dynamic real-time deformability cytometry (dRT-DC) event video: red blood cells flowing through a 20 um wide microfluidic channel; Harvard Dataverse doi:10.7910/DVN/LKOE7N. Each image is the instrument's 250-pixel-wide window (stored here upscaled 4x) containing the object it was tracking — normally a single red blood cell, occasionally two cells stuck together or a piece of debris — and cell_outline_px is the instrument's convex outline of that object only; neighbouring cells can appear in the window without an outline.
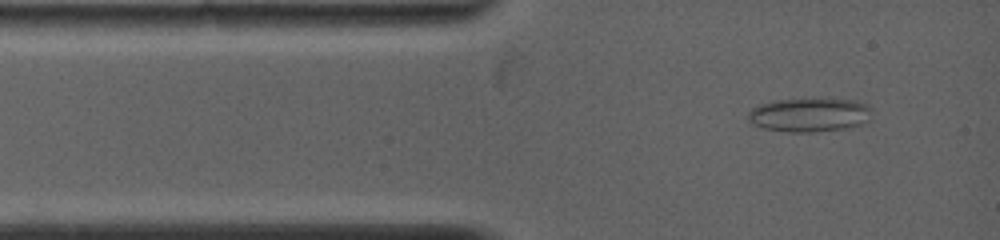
{"species": "common noctule bat (a hibernating species)", "species_latin": "Nyctalus noctula", "temperature_condition": "warm", "stored_images_in_passage": 12, "camera_frame_rate_fps": 5000, "um_per_image_px": 0.085, "animal": {"sex": "female", "body_mass_g": 19.0, "forearm_length_mm": 53.3}, "frame": {"image": 1, "passage_image": 2, "time_ms": 0.6, "image_size_px": [1000, 240], "cell_outline_px": [[872, 112], [868, 120], [860, 124], [844, 128], [812, 132], [788, 132], [764, 128], [752, 124], [748, 120], [748, 112], [752, 108], [760, 104], [772, 100], [856, 100], [868, 104], [872, 108]], "centroid_in_image_um": [68.79, 9.77], "position_along_channel_um": 16.2, "area_um2": 24.16}}
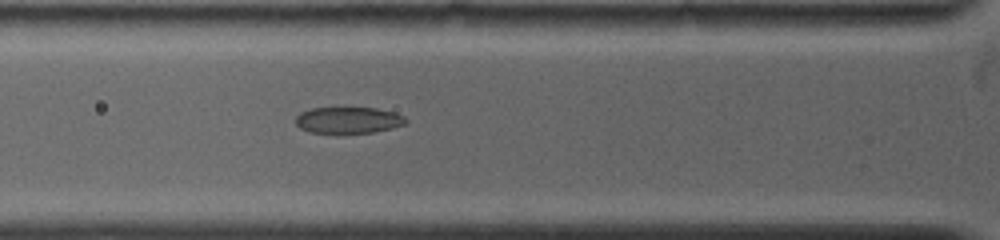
{"frame": {"image": 2, "passage_image": 8, "time_ms": 3.2, "image_size_px": [1000, 240], "cell_outline_px": [[408, 120], [404, 124], [392, 128], [372, 132], [336, 136], [308, 132], [300, 128], [296, 124], [296, 116], [300, 112], [312, 108], [376, 108], [392, 112], [404, 116]], "centroid_in_image_um": [29.55, 10.26], "position_along_channel_um": 96.3, "area_um2": 17.57}}
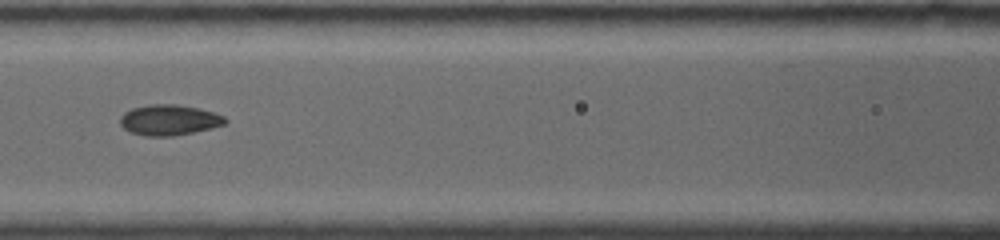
{"frame": {"image": 3, "passage_image": 11, "time_ms": 4.6, "image_size_px": [1000, 240], "cell_outline_px": [[228, 120], [224, 124], [212, 128], [172, 136], [144, 136], [132, 132], [124, 128], [120, 124], [120, 116], [124, 112], [132, 108], [148, 104], [176, 104], [196, 108], [212, 112], [224, 116]], "centroid_in_image_um": [14.35, 10.19], "position_along_channel_um": 152.2, "area_um2": 18.61}}